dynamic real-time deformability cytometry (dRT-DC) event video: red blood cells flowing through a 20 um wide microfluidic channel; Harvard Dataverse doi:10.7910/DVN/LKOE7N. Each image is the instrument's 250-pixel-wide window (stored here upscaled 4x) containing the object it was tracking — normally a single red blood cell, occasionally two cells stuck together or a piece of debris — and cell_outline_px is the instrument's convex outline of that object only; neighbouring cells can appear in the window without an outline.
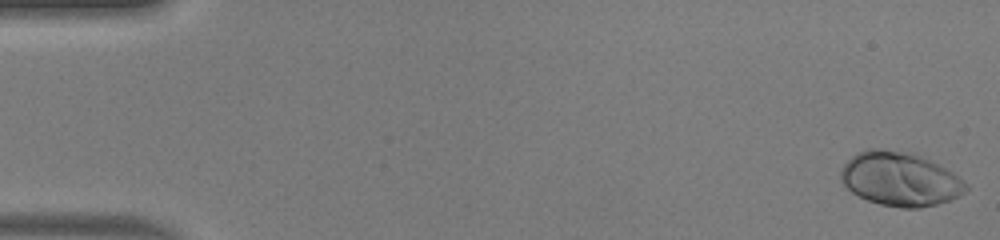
{"species": "human", "species_latin": "Homo sapiens", "temperature_condition": "warm", "stored_images_in_passage": 49, "camera_frame_rate_fps": 3000, "um_per_image_px": 0.085, "donor": {"sex": "male"}, "frame": {"image": 1, "passage_image": 1, "time_ms": 0.0, "image_size_px": [1000, 240], "cell_outline_px": [[968, 188], [960, 196], [936, 204], [920, 208], [900, 208], [880, 204], [868, 200], [852, 192], [840, 180], [840, 168], [856, 152], [868, 148], [884, 148], [916, 152], [952, 172], [968, 184]], "centroid_in_image_um": [76.49, 15.19], "position_along_channel_um": 8.5, "area_um2": 39.71}}
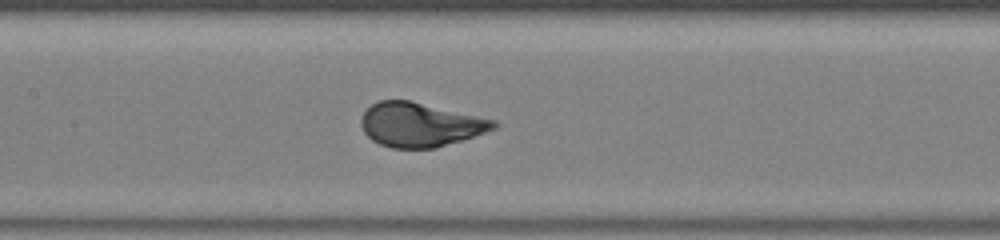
{"frame": {"image": 2, "passage_image": 24, "time_ms": 7.667, "image_size_px": [1000, 240], "cell_outline_px": [[496, 128], [436, 148], [392, 148], [380, 144], [372, 140], [364, 132], [360, 124], [360, 120], [364, 112], [372, 104], [380, 100], [408, 100], [496, 120]], "centroid_in_image_um": [35.66, 10.6], "position_along_channel_um": 171.7, "area_um2": 33.64}}
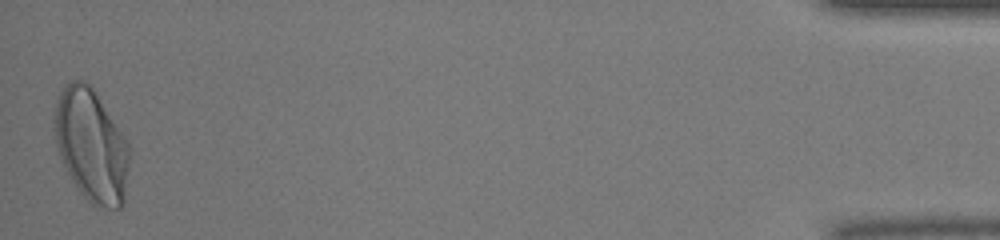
{"frame": {"image": 3, "passage_image": 49, "time_ms": 16.0, "image_size_px": [1000, 240], "cell_outline_px": [[132, 148], [124, 204], [120, 208], [96, 208], [80, 192], [72, 180], [60, 156], [56, 144], [56, 96], [64, 84], [72, 80], [84, 80], [92, 88]], "centroid_in_image_um": [7.81, 12.4], "position_along_channel_um": 427.4, "area_um2": 49.13}, "authors_computed_cell_mechanics": {"area_um2": 35.6626, "velocity_mm_per_s": 4.1552, "shape_relaxation_time_tau1_ms": 2.5032, "shape_relaxation_time_tau2_ms": null, "deformation_change_tau1": 0.1721, "deformation_change_tau2": null}}